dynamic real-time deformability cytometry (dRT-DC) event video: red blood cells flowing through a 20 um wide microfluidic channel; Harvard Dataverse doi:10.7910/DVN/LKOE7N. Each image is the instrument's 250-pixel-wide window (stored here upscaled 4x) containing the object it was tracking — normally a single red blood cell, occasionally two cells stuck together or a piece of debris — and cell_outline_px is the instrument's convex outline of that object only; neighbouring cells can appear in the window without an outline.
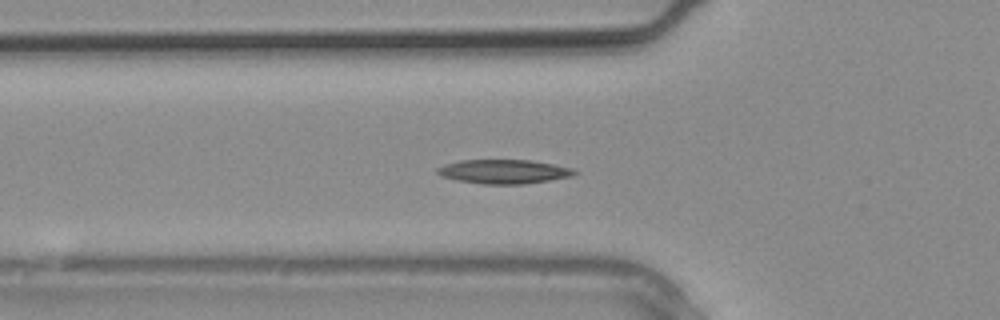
{"species": "common noctule bat (a hibernating species)", "species_latin": "Nyctalus noctula", "temperature_condition": "warm", "stored_images_in_passage": 20, "camera_frame_rate_fps": 3000, "um_per_image_px": 0.085, "animal": {"sex": "male", "body_mass_g": 20.4}, "frame": {"image": 1, "passage_image": 9, "time_ms": 2.667, "image_size_px": [1000, 320], "cell_outline_px": [[580, 172], [572, 176], [524, 184], [484, 184], [456, 180], [440, 176], [436, 172], [436, 168], [444, 164], [460, 160], [532, 160], [572, 168]], "centroid_in_image_um": [42.8, 14.58], "position_along_channel_um": 83.0, "area_um2": 19.31}}